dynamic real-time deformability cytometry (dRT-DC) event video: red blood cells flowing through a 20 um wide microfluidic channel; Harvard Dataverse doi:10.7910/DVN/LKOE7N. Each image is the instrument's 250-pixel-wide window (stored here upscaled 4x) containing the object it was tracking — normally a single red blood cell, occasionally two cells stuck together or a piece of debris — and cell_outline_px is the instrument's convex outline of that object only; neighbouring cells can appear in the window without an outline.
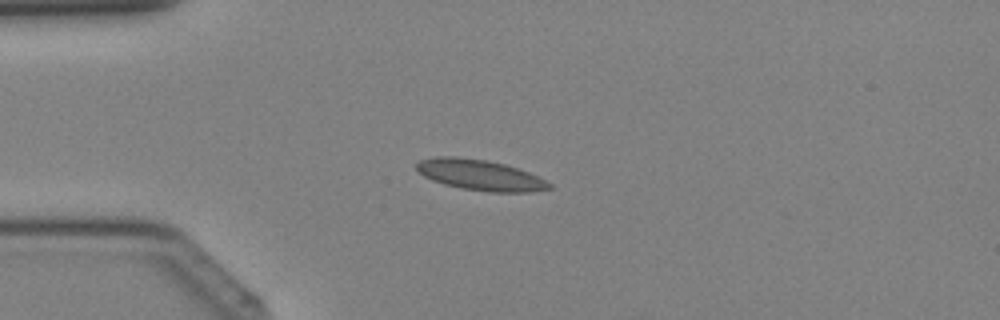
{"species": "Egyptian fruit bat (a non-hibernating species)", "species_latin": "Rousettus aegyptiacus", "temperature_condition": "cold", "stored_images_in_passage": 32, "camera_frame_rate_fps": 3000, "um_per_image_px": 0.085, "animal": {"sex": "female"}, "frame": {"image": 1, "passage_image": 3, "time_ms": 0.667, "image_size_px": [1000, 320], "cell_outline_px": [[552, 188], [532, 192], [492, 192], [464, 188], [444, 184], [432, 180], [424, 176], [416, 168], [416, 164], [420, 160], [436, 156], [456, 156], [488, 160], [504, 164], [528, 172], [552, 184]], "centroid_in_image_um": [40.8, 14.87], "position_along_channel_um": 44.2, "area_um2": 23.52}}
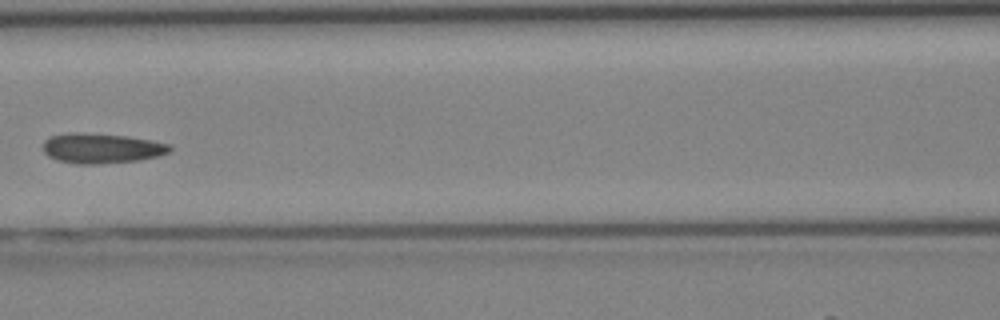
{"frame": {"image": 2, "passage_image": 11, "time_ms": 3.333, "image_size_px": [1000, 320], "cell_outline_px": [[172, 148], [168, 152], [160, 156], [140, 160], [100, 164], [76, 164], [56, 160], [48, 156], [44, 152], [44, 140], [48, 136], [68, 132], [84, 132], [128, 136], [172, 144]], "centroid_in_image_um": [8.62, 12.6], "position_along_channel_um": 158.0, "area_um2": 22.6}}
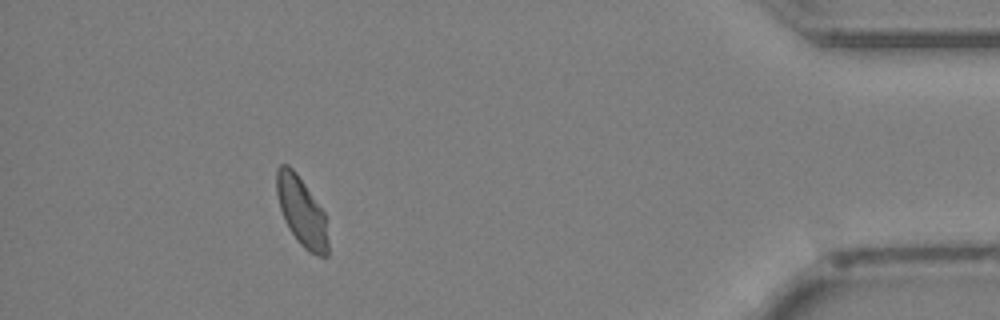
{"frame": {"image": 3, "passage_image": 29, "time_ms": 9.333, "image_size_px": [1000, 320], "cell_outline_px": [[328, 256], [320, 256], [308, 252], [300, 244], [288, 228], [284, 220], [280, 208], [276, 192], [276, 168], [280, 164], [288, 164], [296, 172], [324, 212], [328, 244]], "centroid_in_image_um": [25.61, 17.97], "position_along_channel_um": 409.6, "area_um2": 20.63}}